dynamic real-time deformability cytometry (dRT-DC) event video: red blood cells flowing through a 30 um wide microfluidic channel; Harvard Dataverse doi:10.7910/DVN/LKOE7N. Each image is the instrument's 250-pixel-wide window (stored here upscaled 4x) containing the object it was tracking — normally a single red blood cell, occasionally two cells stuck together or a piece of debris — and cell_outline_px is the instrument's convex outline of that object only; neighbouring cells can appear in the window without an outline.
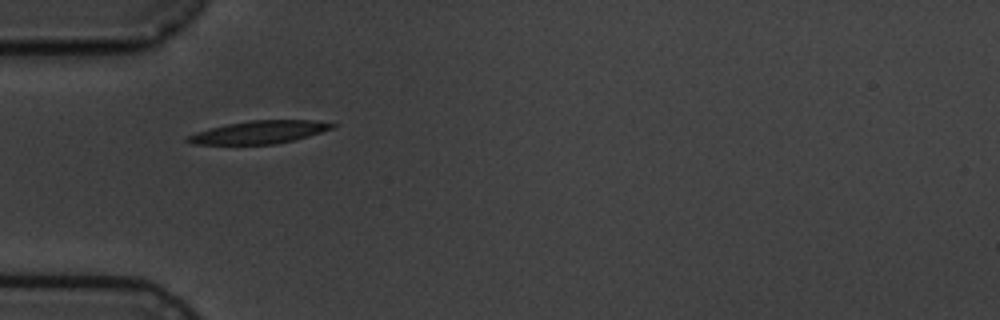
{"species": "common noctule bat (a hibernating species)", "species_latin": "Nyctalus noctula", "temperature_condition": "cold", "stored_images_in_passage": 4, "camera_frame_rate_fps": 3000, "um_per_image_px": 0.085, "animal": {"sex": "male", "body_mass_g": 19.5, "forearm_length_mm": 54.6}, "frame": {"image": 1, "passage_image": 1, "time_ms": 0.0, "image_size_px": [1000, 320], "cell_outline_px": [[336, 128], [308, 136], [276, 144], [192, 144], [184, 140], [188, 136], [196, 132], [228, 124], [252, 120], [316, 120], [336, 124]], "centroid_in_image_um": [22.08, 11.23], "position_along_channel_um": 62.9, "area_um2": 19.07}}
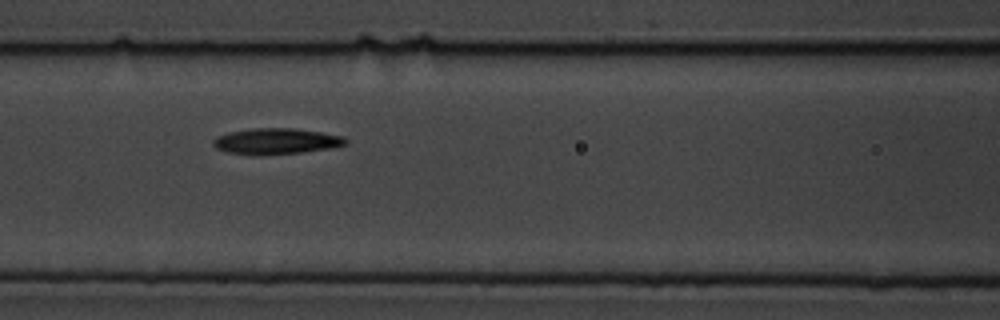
{"frame": {"image": 2, "passage_image": 3, "time_ms": 2.333, "image_size_px": [1000, 320], "cell_outline_px": [[348, 144], [332, 148], [300, 152], [260, 156], [252, 156], [228, 152], [216, 148], [212, 144], [212, 140], [216, 136], [228, 132], [252, 128], [296, 128], [344, 136], [348, 140]], "centroid_in_image_um": [23.46, 12.01], "position_along_channel_um": 143.1, "area_um2": 20.4}}
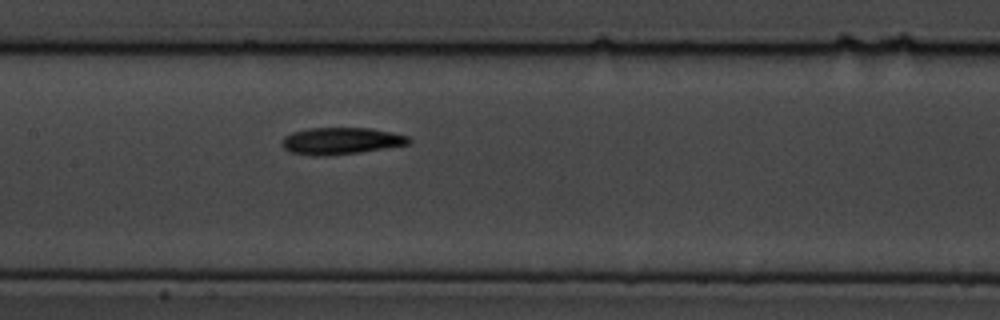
{"frame": {"image": 3, "passage_image": 4, "time_ms": 3.333, "image_size_px": [1000, 320], "cell_outline_px": [[412, 140], [408, 144], [360, 152], [324, 156], [312, 156], [288, 152], [280, 144], [280, 140], [284, 136], [292, 132], [308, 128], [372, 128], [392, 132], [408, 136]], "centroid_in_image_um": [28.92, 11.98], "position_along_channel_um": 178.5, "area_um2": 20.06}}